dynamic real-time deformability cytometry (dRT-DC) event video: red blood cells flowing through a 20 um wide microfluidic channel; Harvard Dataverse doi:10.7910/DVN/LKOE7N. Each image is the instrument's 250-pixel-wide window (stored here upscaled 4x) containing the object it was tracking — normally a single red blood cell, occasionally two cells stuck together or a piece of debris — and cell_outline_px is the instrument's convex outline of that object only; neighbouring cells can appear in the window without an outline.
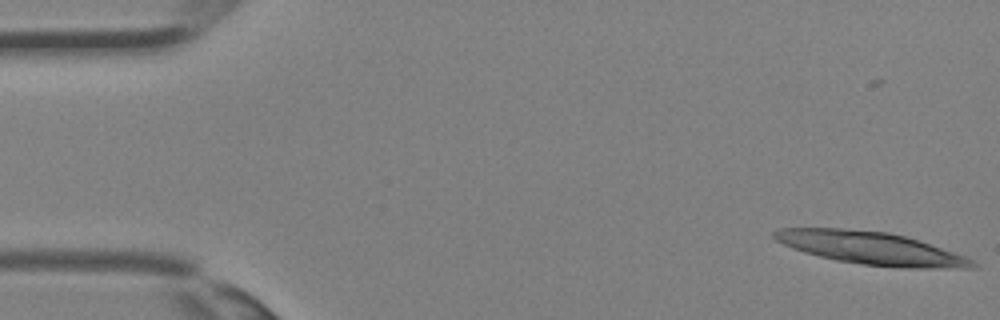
{"species": "Egyptian fruit bat (a non-hibernating species)", "species_latin": "Rousettus aegyptiacus", "temperature_condition": "room temperature", "stored_images_in_passage": 11, "camera_frame_rate_fps": 3000, "um_per_image_px": 0.085, "animal": {"sex": "female"}, "frame": {"image": 1, "passage_image": 1, "time_ms": 0.0, "image_size_px": [1000, 320], "cell_outline_px": [[976, 268], [904, 268], [864, 264], [836, 260], [804, 252], [792, 248], [776, 240], [772, 236], [772, 232], [780, 228], [840, 228], [888, 232], [904, 236], [964, 256], [972, 260], [976, 264]], "centroid_in_image_um": [73.98, 21.09], "position_along_channel_um": 11.0, "area_um2": 37.17}}